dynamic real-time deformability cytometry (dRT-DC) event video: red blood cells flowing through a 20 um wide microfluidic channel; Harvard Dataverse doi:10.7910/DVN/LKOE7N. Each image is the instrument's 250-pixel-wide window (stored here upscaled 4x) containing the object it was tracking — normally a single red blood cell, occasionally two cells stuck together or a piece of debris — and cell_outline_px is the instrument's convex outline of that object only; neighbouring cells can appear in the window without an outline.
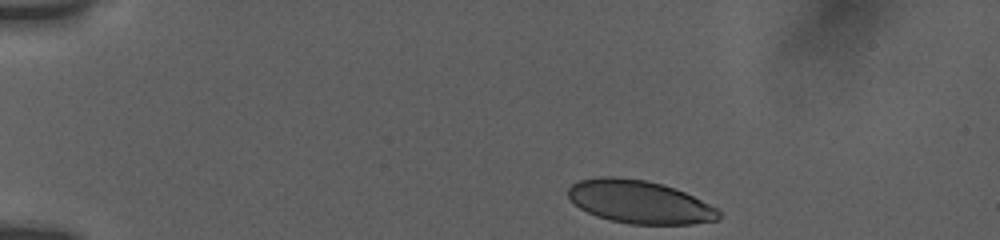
{"species": "human", "species_latin": "Homo sapiens", "temperature_condition": "room temperature", "stored_images_in_passage": 16, "camera_frame_rate_fps": 3000, "um_per_image_px": 0.085, "donor": {"sex": "female"}, "frame": {"image": 1, "passage_image": 1, "time_ms": 0.0, "image_size_px": [1000, 240], "cell_outline_px": [[720, 220], [692, 224], [628, 224], [596, 216], [580, 208], [568, 196], [568, 188], [572, 184], [580, 180], [600, 176], [616, 176], [644, 180], [664, 184], [676, 188], [716, 208], [720, 212]], "centroid_in_image_um": [54.36, 17.16], "position_along_channel_um": 30.6, "area_um2": 37.69}}